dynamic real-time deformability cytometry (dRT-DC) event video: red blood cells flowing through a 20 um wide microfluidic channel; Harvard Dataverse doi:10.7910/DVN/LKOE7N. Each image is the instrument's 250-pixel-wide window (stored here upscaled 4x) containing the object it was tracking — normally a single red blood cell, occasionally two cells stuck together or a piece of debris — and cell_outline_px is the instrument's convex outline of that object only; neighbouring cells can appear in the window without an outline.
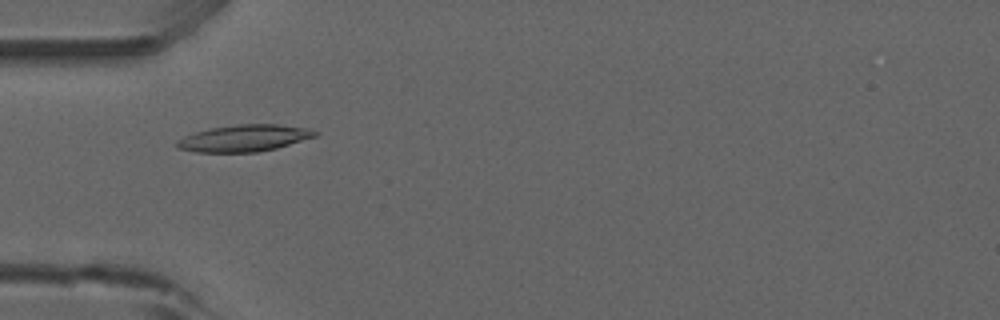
{"species": "common noctule bat (a hibernating species)", "species_latin": "Nyctalus noctula", "temperature_condition": "room temperature", "stored_images_in_passage": 48, "camera_frame_rate_fps": 3000, "um_per_image_px": 0.085, "animal": {"sex": "male", "forearm_length_mm": 52.5}, "frame": {"image": 1, "passage_image": 12, "time_ms": 3.667, "image_size_px": [1000, 320], "cell_outline_px": [[320, 132], [316, 136], [276, 148], [256, 152], [196, 152], [176, 148], [176, 140], [184, 136], [196, 132], [212, 128], [236, 124], [276, 124], [312, 128]], "centroid_in_image_um": [20.77, 11.74], "position_along_channel_um": 64.2, "area_um2": 21.56}}
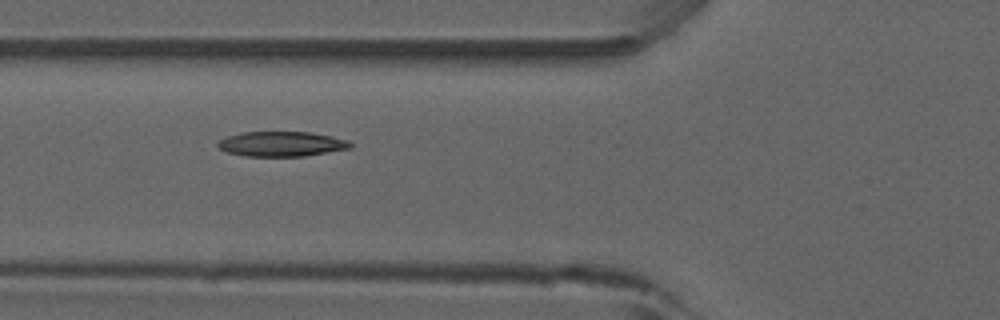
{"frame": {"image": 2, "passage_image": 15, "time_ms": 4.667, "image_size_px": [1000, 320], "cell_outline_px": [[352, 148], [304, 156], [244, 156], [224, 152], [216, 144], [220, 140], [228, 136], [244, 132], [312, 132], [332, 136], [348, 140], [352, 144]], "centroid_in_image_um": [23.94, 12.24], "position_along_channel_um": 101.9, "area_um2": 19.31}}
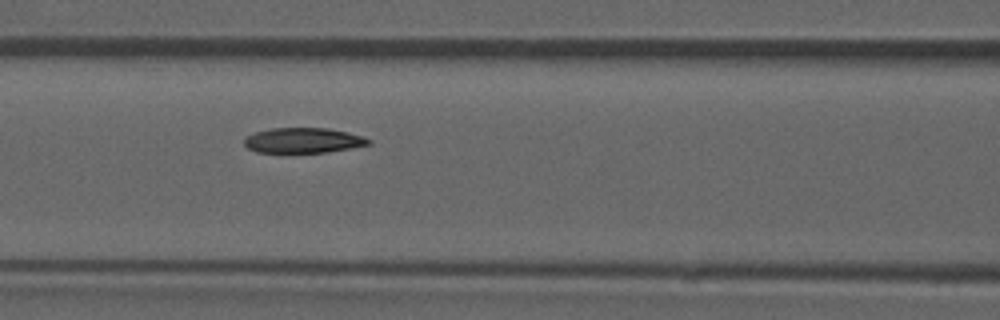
{"frame": {"image": 3, "passage_image": 18, "time_ms": 5.667, "image_size_px": [1000, 320], "cell_outline_px": [[372, 144], [352, 148], [328, 152], [280, 156], [256, 152], [248, 148], [244, 144], [244, 140], [248, 136], [256, 132], [272, 128], [328, 128], [348, 132], [372, 140]], "centroid_in_image_um": [25.74, 11.99], "position_along_channel_um": 140.9, "area_um2": 19.19}, "authors_computed_cell_mechanics": {"area_um2": 19.4497, "velocity_mm_per_s": 3.8814, "shape_relaxation_time_tau1_ms": 5.9091, "shape_relaxation_time_tau2_ms": 4.7323, "deformation_change_tau1": 0.1685, "deformation_change_tau2": 0.088}}